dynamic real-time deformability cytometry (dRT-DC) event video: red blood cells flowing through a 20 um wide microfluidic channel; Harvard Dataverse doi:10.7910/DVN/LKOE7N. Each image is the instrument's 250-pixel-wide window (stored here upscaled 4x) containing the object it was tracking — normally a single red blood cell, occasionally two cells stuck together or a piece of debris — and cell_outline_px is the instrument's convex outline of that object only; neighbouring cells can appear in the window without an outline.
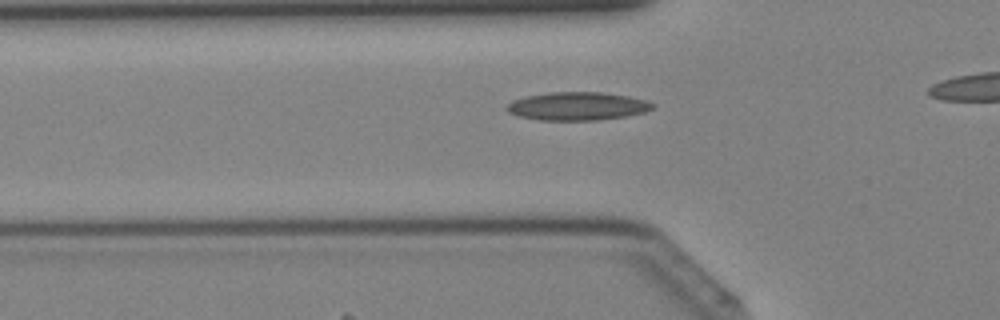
{"species": "Egyptian fruit bat (a non-hibernating species)", "species_latin": "Rousettus aegyptiacus", "temperature_condition": "cold", "stored_images_in_passage": 29, "camera_frame_rate_fps": 3000, "um_per_image_px": 0.085, "animal": {"sex": "female"}, "frame": {"image": 1, "passage_image": 4, "time_ms": 1.0, "image_size_px": [1000, 320], "cell_outline_px": [[656, 104], [652, 108], [644, 112], [624, 116], [600, 120], [536, 120], [520, 116], [508, 112], [504, 108], [512, 100], [528, 96], [548, 92], [604, 92], [628, 96], [648, 100]], "centroid_in_image_um": [49.08, 9.02], "position_along_channel_um": 76.7, "area_um2": 24.04}}
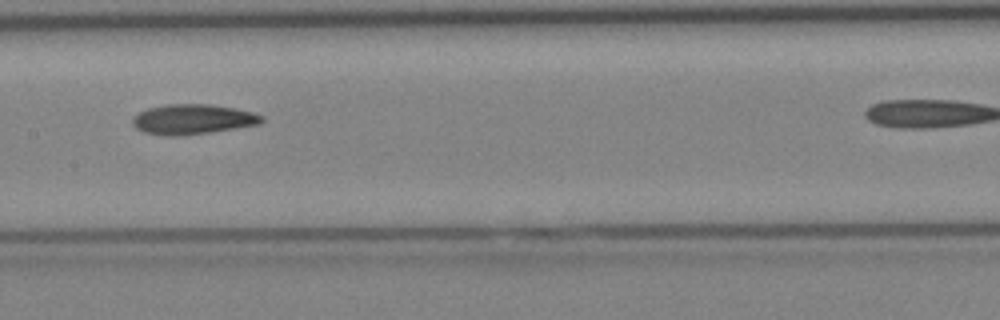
{"frame": {"image": 2, "passage_image": 11, "time_ms": 3.333, "image_size_px": [1000, 320], "cell_outline_px": [[264, 120], [256, 124], [236, 128], [184, 136], [164, 136], [144, 132], [136, 128], [132, 124], [132, 120], [140, 112], [148, 108], [168, 104], [212, 104], [236, 108], [252, 112], [264, 116]], "centroid_in_image_um": [16.38, 10.14], "position_along_channel_um": 191.0, "area_um2": 22.6}}
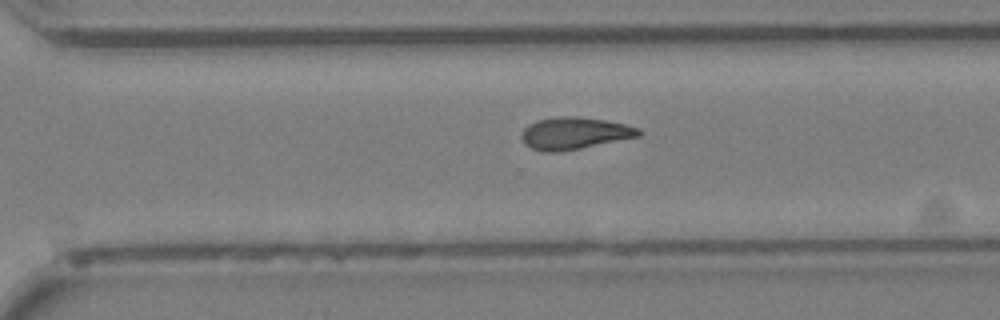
{"frame": {"image": 3, "passage_image": 19, "time_ms": 6.0, "image_size_px": [1000, 320], "cell_outline_px": [[644, 132], [640, 136], [560, 152], [544, 152], [532, 148], [524, 144], [520, 136], [524, 128], [528, 124], [536, 120], [556, 116], [580, 116], [604, 120], [624, 124], [640, 128]], "centroid_in_image_um": [48.81, 11.32], "position_along_channel_um": 321.8, "area_um2": 22.08}}